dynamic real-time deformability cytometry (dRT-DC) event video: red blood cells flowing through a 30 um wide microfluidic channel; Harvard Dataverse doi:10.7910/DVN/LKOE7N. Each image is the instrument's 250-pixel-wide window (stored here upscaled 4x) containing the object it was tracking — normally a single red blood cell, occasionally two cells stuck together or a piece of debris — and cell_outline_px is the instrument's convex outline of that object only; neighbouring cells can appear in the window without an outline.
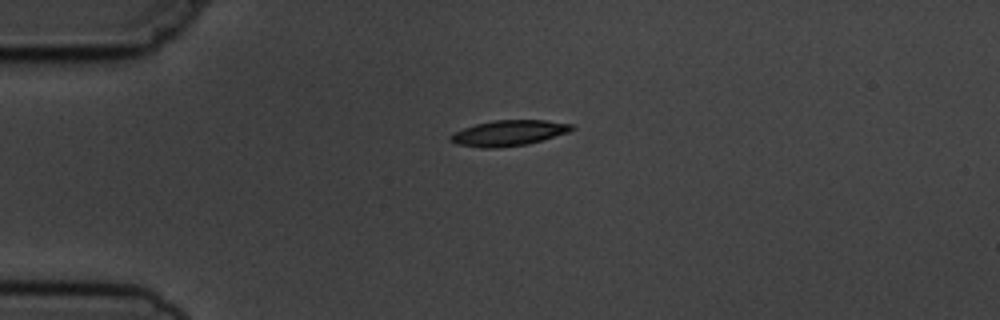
{"species": "common noctule bat (a hibernating species)", "species_latin": "Nyctalus noctula", "temperature_condition": "cold", "stored_images_in_passage": 3, "camera_frame_rate_fps": 3000, "um_per_image_px": 0.085, "animal": {"sex": "male", "body_mass_g": 19.5, "forearm_length_mm": 54.6}, "frame": {"image": 1, "passage_image": 1, "time_ms": 0.0, "image_size_px": [1000, 320], "cell_outline_px": [[576, 128], [568, 132], [540, 140], [524, 144], [496, 148], [480, 148], [456, 144], [448, 140], [448, 136], [464, 128], [476, 124], [492, 120], [544, 120], [572, 124]], "centroid_in_image_um": [43.19, 11.3], "position_along_channel_um": 41.8, "area_um2": 17.92}}
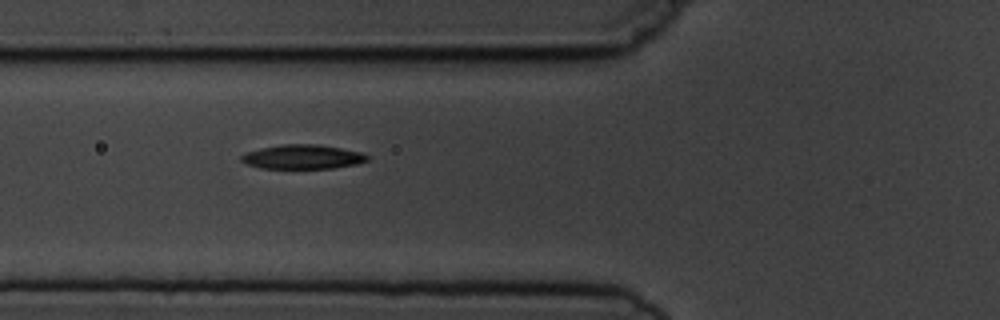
{"frame": {"image": 2, "passage_image": 3, "time_ms": 2.333, "image_size_px": [1000, 320], "cell_outline_px": [[372, 156], [368, 160], [356, 164], [332, 168], [260, 168], [248, 164], [240, 160], [240, 156], [244, 152], [260, 148], [284, 144], [320, 144], [360, 152]], "centroid_in_image_um": [25.72, 13.32], "position_along_channel_um": 100.1, "area_um2": 17.86}}